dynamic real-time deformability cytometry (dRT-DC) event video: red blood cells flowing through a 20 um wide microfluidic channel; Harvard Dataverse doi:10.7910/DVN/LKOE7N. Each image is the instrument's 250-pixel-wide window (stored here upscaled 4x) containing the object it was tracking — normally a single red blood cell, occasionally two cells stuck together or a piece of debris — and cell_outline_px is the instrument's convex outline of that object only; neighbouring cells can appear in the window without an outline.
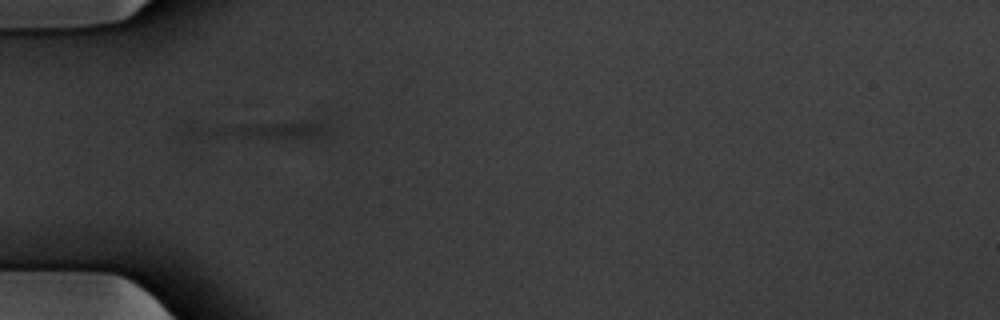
{"species": "common noctule bat (a hibernating species)", "species_latin": "Nyctalus noctula", "temperature_condition": "warm", "stored_images_in_passage": 18, "segment_of_instrument_passage": [2, 2], "camera_frame_rate_fps": 3000, "um_per_image_px": 0.085, "animal": {"sex": "male", "body_mass_g": 20.1, "forearm_length_mm": 53.5}, "frame": {"image": 1, "passage_image": 18, "time_ms": 5.667, "image_size_px": [1000, 320], "cell_outline_px": [[328, 132], [320, 136], [176, 136], [172, 128], [184, 120], [308, 120], [320, 124], [328, 128]], "centroid_in_image_um": [21.19, 10.9], "position_along_channel_um": 63.8, "area_um2": 16.94}}